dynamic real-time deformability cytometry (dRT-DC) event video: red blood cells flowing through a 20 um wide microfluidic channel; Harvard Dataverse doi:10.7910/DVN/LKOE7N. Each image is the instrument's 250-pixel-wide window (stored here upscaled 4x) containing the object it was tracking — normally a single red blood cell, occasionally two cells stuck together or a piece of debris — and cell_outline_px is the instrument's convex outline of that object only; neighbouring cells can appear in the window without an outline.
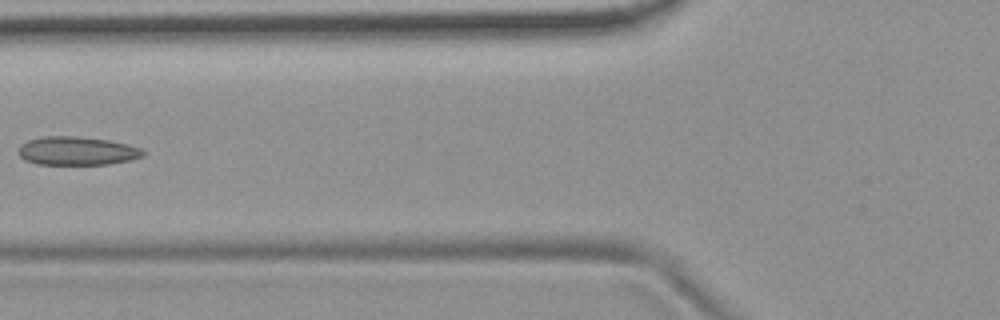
{"species": "common noctule bat (a hibernating species)", "species_latin": "Nyctalus noctula", "temperature_condition": "room temperature", "stored_images_in_passage": 6, "camera_frame_rate_fps": 3000, "um_per_image_px": 0.085, "animal": {"sex": "female", "body_mass_g": 19.9}, "frame": {"image": 1, "passage_image": 5, "time_ms": 1.333, "image_size_px": [1000, 320], "cell_outline_px": [[144, 156], [132, 160], [108, 164], [36, 164], [24, 160], [20, 156], [20, 144], [28, 140], [44, 136], [76, 136], [108, 140], [128, 144], [140, 148], [144, 152]], "centroid_in_image_um": [6.55, 12.83], "position_along_channel_um": 119.2, "area_um2": 20.69}}
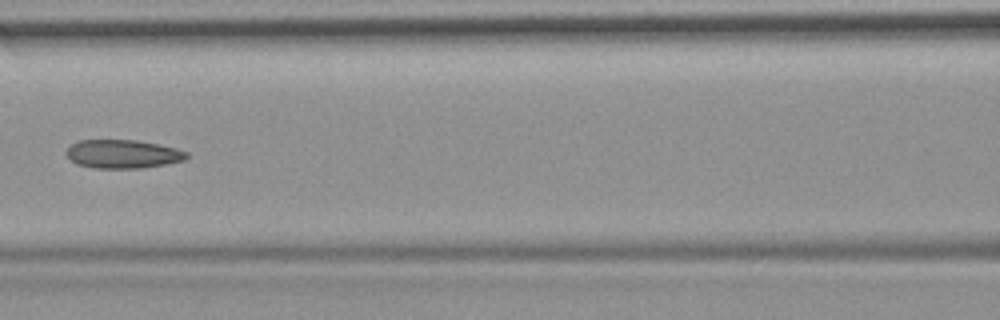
{"frame": {"image": 2, "passage_image": 6, "time_ms": 1.667, "image_size_px": [1000, 320], "cell_outline_px": [[188, 156], [184, 160], [164, 164], [140, 168], [92, 168], [76, 164], [68, 156], [68, 148], [72, 144], [80, 140], [136, 140], [176, 148], [188, 152]], "centroid_in_image_um": [10.44, 13.09], "position_along_channel_um": 156.2, "area_um2": 19.77}}